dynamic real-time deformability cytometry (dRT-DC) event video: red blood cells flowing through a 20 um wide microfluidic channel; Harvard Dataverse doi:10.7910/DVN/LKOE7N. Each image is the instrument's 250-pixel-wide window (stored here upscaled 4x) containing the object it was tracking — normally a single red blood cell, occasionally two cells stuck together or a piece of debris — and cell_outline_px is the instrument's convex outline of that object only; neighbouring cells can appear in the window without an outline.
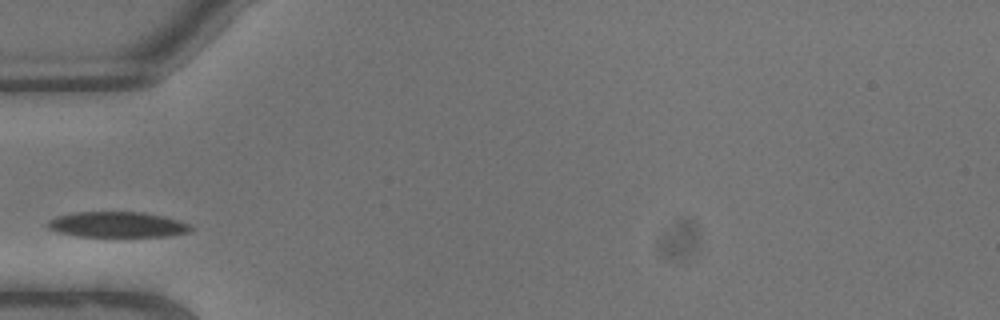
{"species": "common noctule bat (a hibernating species)", "species_latin": "Nyctalus noctula", "temperature_condition": "warm", "stored_images_in_passage": 3, "camera_frame_rate_fps": 3000, "um_per_image_px": 0.085, "animal": {"sex": "male", "body_mass_g": 13.3}, "frame": {"image": 1, "passage_image": 1, "time_ms": 0.0, "image_size_px": [1000, 320], "cell_outline_px": [[192, 228], [188, 232], [168, 236], [76, 236], [60, 232], [48, 228], [44, 224], [48, 220], [56, 216], [72, 212], [144, 212], [164, 216], [180, 220], [188, 224]], "centroid_in_image_um": [9.93, 19.08], "position_along_channel_um": 75.1, "area_um2": 21.33}}
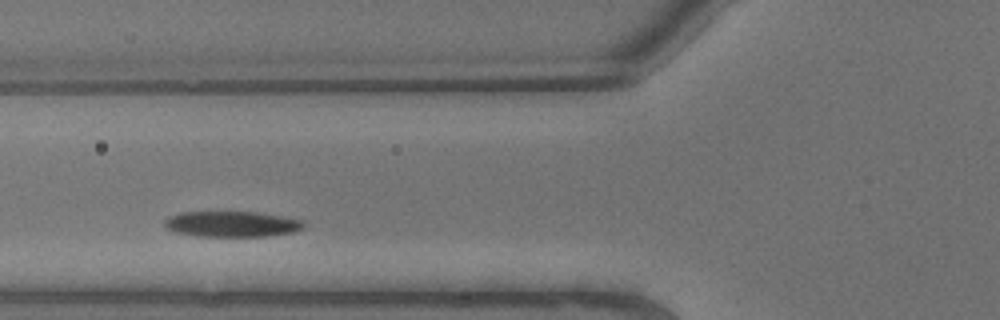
{"frame": {"image": 2, "passage_image": 2, "time_ms": 0.333, "image_size_px": [1000, 320], "cell_outline_px": [[304, 228], [292, 232], [268, 236], [196, 236], [172, 232], [164, 224], [164, 220], [180, 212], [256, 212], [304, 220]], "centroid_in_image_um": [19.7, 19.05], "position_along_channel_um": 106.1, "area_um2": 20.75}}
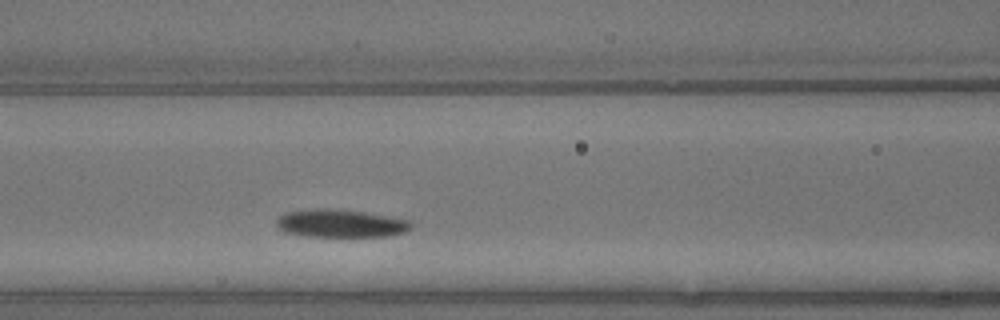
{"frame": {"image": 3, "passage_image": 3, "time_ms": 0.667, "image_size_px": [1000, 320], "cell_outline_px": [[412, 228], [404, 232], [384, 236], [308, 236], [284, 232], [276, 228], [276, 220], [280, 216], [288, 212], [316, 208], [328, 208], [364, 212], [408, 220], [412, 224]], "centroid_in_image_um": [28.9, 18.99], "position_along_channel_um": 137.7, "area_um2": 21.68}}